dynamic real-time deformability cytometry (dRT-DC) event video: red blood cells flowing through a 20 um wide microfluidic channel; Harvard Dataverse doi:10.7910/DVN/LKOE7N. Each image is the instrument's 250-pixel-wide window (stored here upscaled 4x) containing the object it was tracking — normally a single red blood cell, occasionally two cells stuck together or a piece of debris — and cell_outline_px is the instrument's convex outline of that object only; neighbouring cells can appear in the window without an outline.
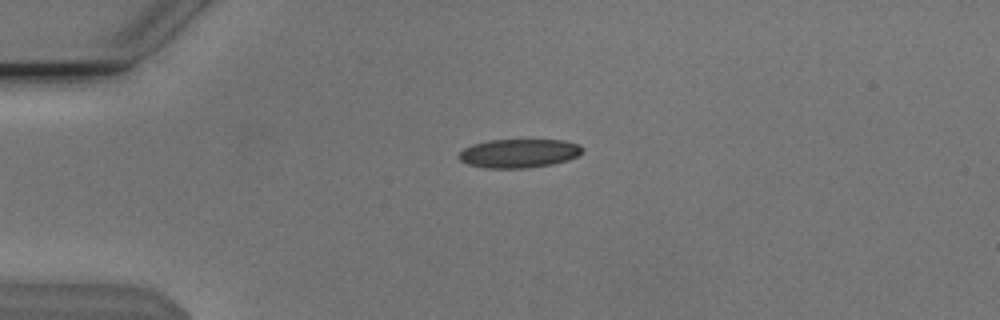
{"species": "Egyptian fruit bat (a non-hibernating species)", "species_latin": "Rousettus aegyptiacus", "temperature_condition": "cold", "stored_images_in_passage": 35, "camera_frame_rate_fps": 3000, "um_per_image_px": 0.085, "animal": {"sex": "male"}, "frame": {"image": 1, "passage_image": 1, "time_ms": 0.0, "image_size_px": [1000, 320], "cell_outline_px": [[584, 148], [576, 156], [568, 160], [552, 164], [528, 168], [484, 168], [468, 164], [460, 160], [456, 156], [464, 148], [472, 144], [488, 140], [564, 140], [580, 144]], "centroid_in_image_um": [44.09, 13.03], "position_along_channel_um": 40.9, "area_um2": 20.81}}
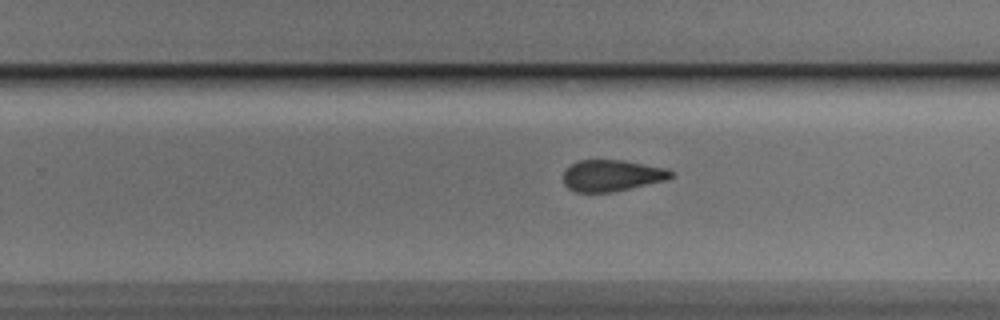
{"frame": {"image": 2, "passage_image": 22, "time_ms": 7.0, "image_size_px": [1000, 320], "cell_outline_px": [[672, 176], [664, 180], [612, 192], [576, 192], [568, 188], [564, 184], [564, 172], [576, 160], [624, 160], [668, 168], [672, 172]], "centroid_in_image_um": [51.99, 14.91], "position_along_channel_um": 277.8, "area_um2": 19.54}}
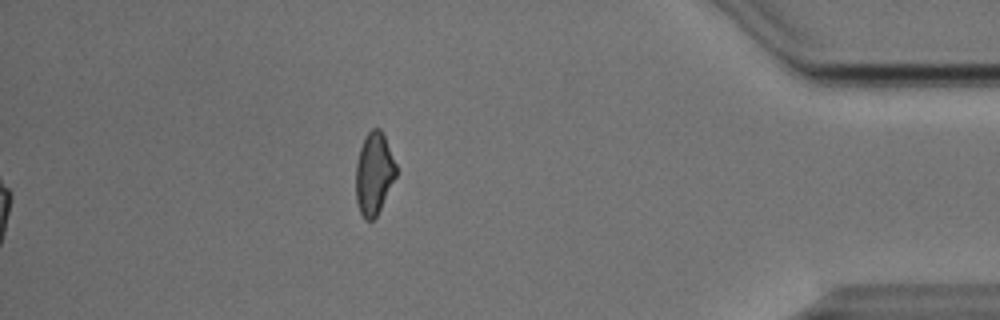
{"frame": {"image": 3, "passage_image": 35, "time_ms": 11.333, "image_size_px": [1000, 320], "cell_outline_px": [[396, 176], [376, 216], [372, 220], [364, 220], [360, 212], [356, 200], [356, 164], [360, 148], [368, 132], [372, 128], [380, 128], [384, 136], [396, 164]], "centroid_in_image_um": [31.78, 14.76], "position_along_channel_um": 403.4, "area_um2": 18.96}, "authors_computed_cell_mechanics": {"area_um2": 20.808, "velocity_mm_per_s": 3.8364, "shape_relaxation_time_tau1_ms": null, "shape_relaxation_time_tau2_ms": 2.7982, "deformation_change_tau1": null, "deformation_change_tau2": 0.0934}}